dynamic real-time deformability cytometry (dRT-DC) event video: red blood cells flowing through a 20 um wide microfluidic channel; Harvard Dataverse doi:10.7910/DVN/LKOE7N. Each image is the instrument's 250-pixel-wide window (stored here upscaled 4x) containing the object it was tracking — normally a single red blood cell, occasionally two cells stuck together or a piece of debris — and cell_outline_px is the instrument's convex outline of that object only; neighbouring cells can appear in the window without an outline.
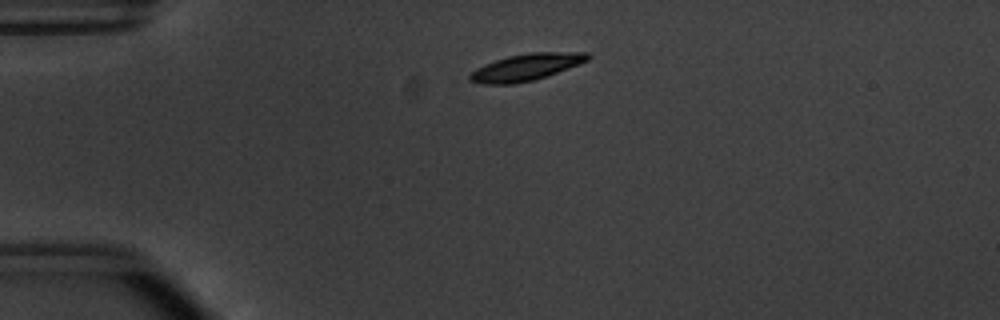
{"species": "common noctule bat (a hibernating species)", "species_latin": "Nyctalus noctula", "temperature_condition": "warm", "stored_images_in_passage": 47, "camera_frame_rate_fps": 3000, "um_per_image_px": 0.085, "animal": {"sex": "male", "body_mass_g": 20.1, "forearm_length_mm": 53.5}, "frame": {"image": 1, "passage_image": 6, "time_ms": 1.667, "image_size_px": [1000, 320], "cell_outline_px": [[592, 56], [588, 60], [580, 64], [548, 76], [516, 84], [484, 84], [468, 80], [468, 76], [476, 68], [484, 64], [508, 56], [528, 52], [588, 52]], "centroid_in_image_um": [44.75, 5.7], "position_along_channel_um": 40.3, "area_um2": 18.55}}
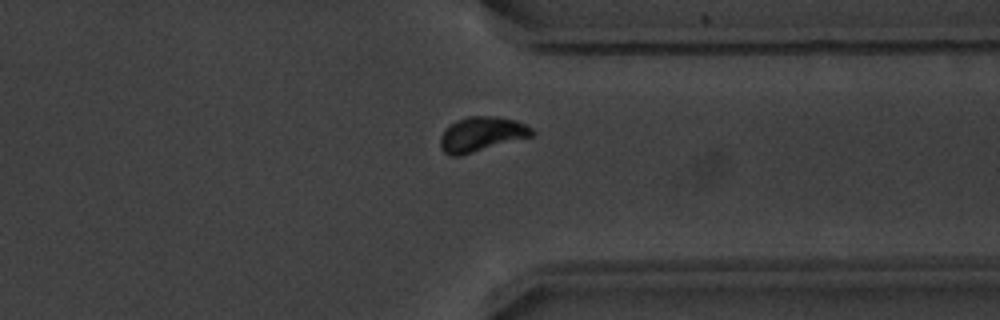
{"frame": {"image": 2, "passage_image": 35, "time_ms": 11.333, "image_size_px": [1000, 320], "cell_outline_px": [[536, 132], [532, 136], [460, 156], [452, 156], [444, 152], [440, 148], [440, 136], [444, 128], [456, 120], [468, 116], [492, 116], [516, 120], [532, 128]], "centroid_in_image_um": [40.9, 11.4], "position_along_channel_um": 370.5, "area_um2": 18.61}}
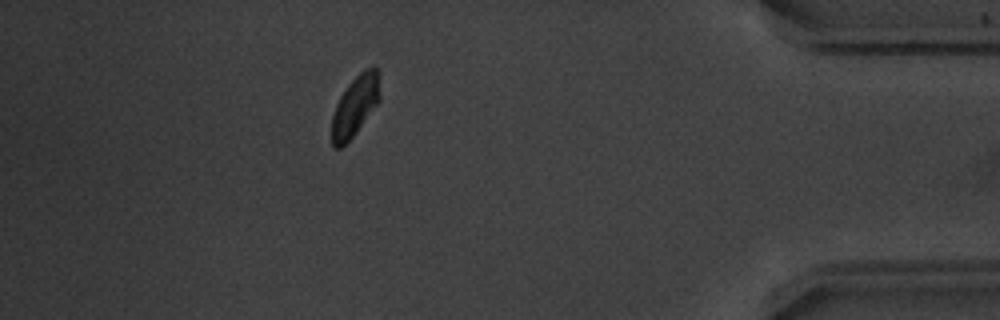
{"frame": {"image": 3, "passage_image": 41, "time_ms": 13.333, "image_size_px": [1000, 320], "cell_outline_px": [[380, 100], [352, 136], [340, 148], [332, 148], [332, 116], [336, 104], [340, 96], [348, 84], [364, 68], [376, 68], [380, 96]], "centroid_in_image_um": [30.15, 9.01], "position_along_channel_um": 405.0, "area_um2": 16.42}, "authors_computed_cell_mechanics": {"area_um2": 17.9758, "velocity_mm_per_s": 3.7669, "shape_relaxation_time_tau1_ms": 1.8175, "shape_relaxation_time_tau2_ms": 2.0132, "deformation_change_tau1": 0.122, "deformation_change_tau2": 0.044}}